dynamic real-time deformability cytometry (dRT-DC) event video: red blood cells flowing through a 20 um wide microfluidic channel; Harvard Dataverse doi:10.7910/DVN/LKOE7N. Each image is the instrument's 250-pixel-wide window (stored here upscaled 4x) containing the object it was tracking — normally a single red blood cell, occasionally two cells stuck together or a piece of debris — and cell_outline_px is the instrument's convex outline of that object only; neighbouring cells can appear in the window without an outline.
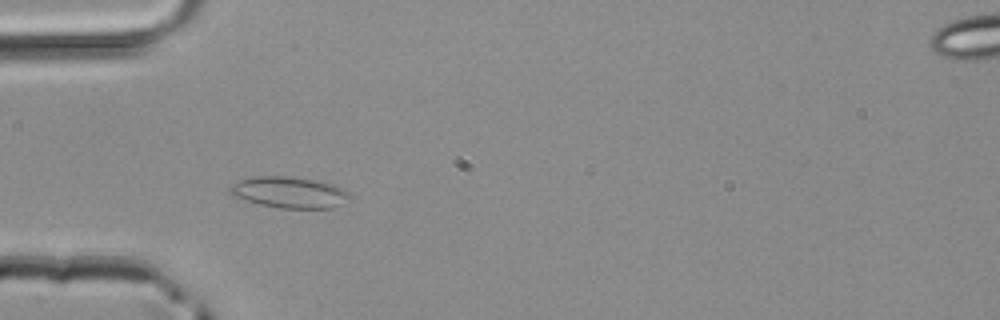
{"species": "common noctule bat (a hibernating species)", "species_latin": "Nyctalus noctula", "temperature_condition": "room temperature", "stored_images_in_passage": 3, "camera_frame_rate_fps": 3000, "um_per_image_px": 0.085, "animal": {"sex": "male", "body_mass_g": 20.4}, "frame": {"image": 1, "passage_image": 2, "time_ms": 0.333, "image_size_px": [1000, 320], "cell_outline_px": [[352, 200], [332, 208], [280, 208], [260, 204], [236, 196], [228, 192], [228, 188], [232, 184], [240, 180], [256, 176], [288, 176], [320, 180], [344, 188], [352, 196]], "centroid_in_image_um": [24.67, 16.34], "position_along_channel_um": 60.3, "area_um2": 21.96}}
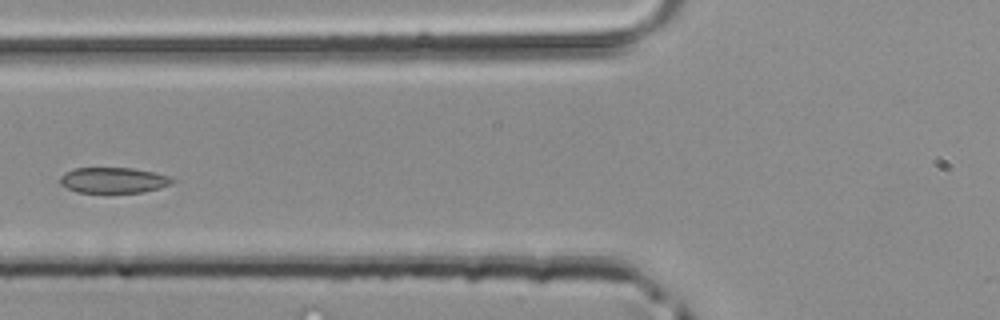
{"frame": {"image": 2, "passage_image": 3, "time_ms": 0.667, "image_size_px": [1000, 320], "cell_outline_px": [[172, 180], [168, 184], [160, 188], [144, 192], [76, 192], [60, 184], [60, 176], [64, 172], [72, 168], [132, 168], [172, 176]], "centroid_in_image_um": [9.59, 15.31], "position_along_channel_um": 116.2, "area_um2": 16.65}}